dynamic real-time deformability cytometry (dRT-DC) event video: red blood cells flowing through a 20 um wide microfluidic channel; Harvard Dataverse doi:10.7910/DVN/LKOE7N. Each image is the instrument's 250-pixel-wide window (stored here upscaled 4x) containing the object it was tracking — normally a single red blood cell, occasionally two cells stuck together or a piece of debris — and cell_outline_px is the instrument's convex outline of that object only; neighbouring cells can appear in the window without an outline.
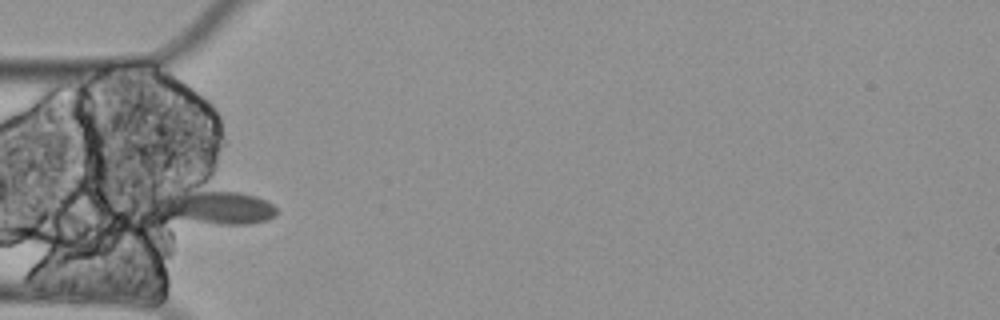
{"species": "Egyptian fruit bat (a non-hibernating species)", "species_latin": "Rousettus aegyptiacus", "temperature_condition": "cold", "stored_images_in_passage": 5, "camera_frame_rate_fps": 3000, "um_per_image_px": 0.085, "animal": {"sex": "female"}, "frame": {"image": 1, "passage_image": 5, "time_ms": 1.333, "image_size_px": [1000, 320], "cell_outline_px": [[276, 212], [268, 220], [248, 224], [220, 224], [168, 216], [144, 204], [144, 200], [148, 196], [200, 180], [256, 196], [272, 204], [276, 208]], "centroid_in_image_um": [17.95, 17.38], "position_along_channel_um": 67.0, "area_um2": 27.46}}